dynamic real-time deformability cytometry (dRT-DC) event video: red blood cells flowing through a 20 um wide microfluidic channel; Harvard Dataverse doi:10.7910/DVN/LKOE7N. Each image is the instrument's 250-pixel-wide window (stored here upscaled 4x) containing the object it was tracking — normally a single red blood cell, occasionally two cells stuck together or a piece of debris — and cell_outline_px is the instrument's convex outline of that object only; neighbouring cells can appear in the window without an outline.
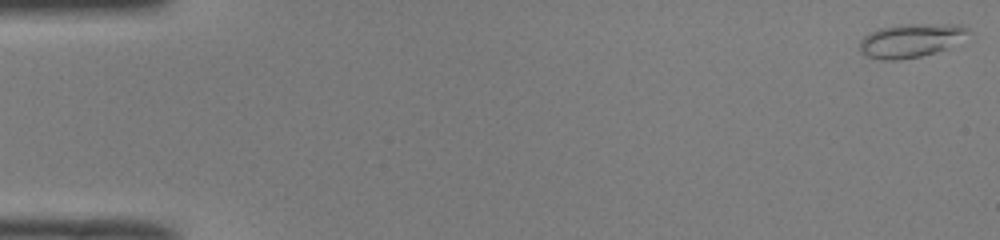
{"species": "common noctule bat (a hibernating species)", "species_latin": "Nyctalus noctula", "temperature_condition": "room temperature", "stored_images_in_passage": 50, "camera_frame_rate_fps": 3000, "um_per_image_px": 0.085, "animal": {"sex": "male", "body_mass_g": 19.0, "forearm_length_mm": 50.8}, "frame": {"image": 1, "passage_image": 1, "time_ms": 0.0, "image_size_px": [1000, 240], "cell_outline_px": [[972, 32], [944, 48], [920, 56], [900, 60], [884, 60], [868, 56], [860, 52], [860, 40], [868, 32], [880, 28], [900, 24], [960, 24], [968, 28]], "centroid_in_image_um": [77.37, 3.42], "position_along_channel_um": 7.6, "area_um2": 21.04}}
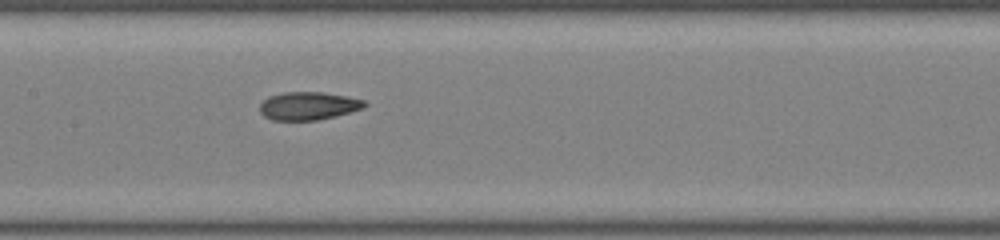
{"frame": {"image": 2, "passage_image": 25, "time_ms": 8.0, "image_size_px": [1000, 240], "cell_outline_px": [[368, 104], [364, 108], [316, 120], [272, 120], [264, 116], [260, 112], [260, 104], [268, 96], [284, 92], [324, 92], [348, 96], [364, 100]], "centroid_in_image_um": [26.2, 8.98], "position_along_channel_um": 181.2, "area_um2": 17.05}}
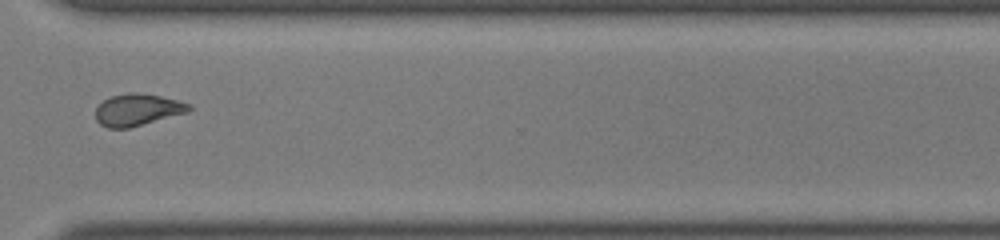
{"frame": {"image": 3, "passage_image": 38, "time_ms": 12.333, "image_size_px": [1000, 240], "cell_outline_px": [[192, 108], [188, 112], [128, 128], [108, 128], [100, 124], [96, 120], [96, 108], [104, 100], [112, 96], [128, 92], [136, 92], [160, 96], [192, 104]], "centroid_in_image_um": [11.69, 9.33], "position_along_channel_um": 358.9, "area_um2": 17.22}}